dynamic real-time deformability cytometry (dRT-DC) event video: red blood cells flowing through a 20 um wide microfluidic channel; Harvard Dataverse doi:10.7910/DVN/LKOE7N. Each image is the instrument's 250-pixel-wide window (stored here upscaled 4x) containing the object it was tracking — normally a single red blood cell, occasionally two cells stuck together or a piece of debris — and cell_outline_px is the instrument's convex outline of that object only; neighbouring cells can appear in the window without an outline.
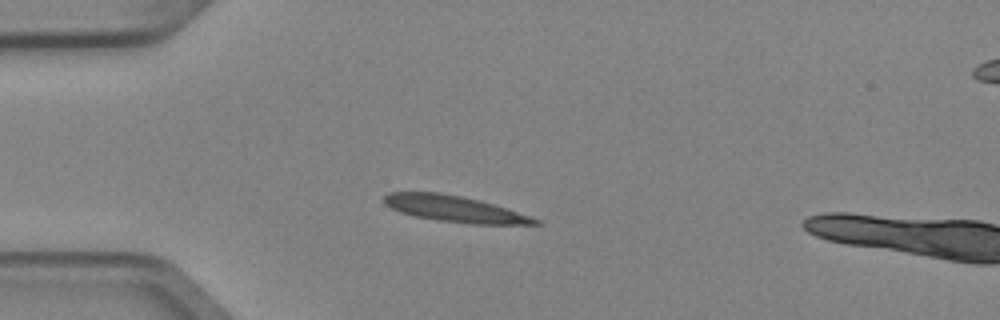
{"species": "Egyptian fruit bat (a non-hibernating species)", "species_latin": "Rousettus aegyptiacus", "temperature_condition": "cold", "stored_images_in_passage": 4, "camera_frame_rate_fps": 3000, "um_per_image_px": 0.085, "animal": {"sex": "female"}, "frame": {"image": 1, "passage_image": 3, "time_ms": 0.667, "image_size_px": [1000, 320], "cell_outline_px": [[540, 224], [468, 224], [436, 220], [416, 216], [400, 212], [384, 204], [384, 196], [388, 192], [440, 192], [480, 200], [532, 216], [540, 220]], "centroid_in_image_um": [38.64, 17.75], "position_along_channel_um": 46.4, "area_um2": 23.0}}